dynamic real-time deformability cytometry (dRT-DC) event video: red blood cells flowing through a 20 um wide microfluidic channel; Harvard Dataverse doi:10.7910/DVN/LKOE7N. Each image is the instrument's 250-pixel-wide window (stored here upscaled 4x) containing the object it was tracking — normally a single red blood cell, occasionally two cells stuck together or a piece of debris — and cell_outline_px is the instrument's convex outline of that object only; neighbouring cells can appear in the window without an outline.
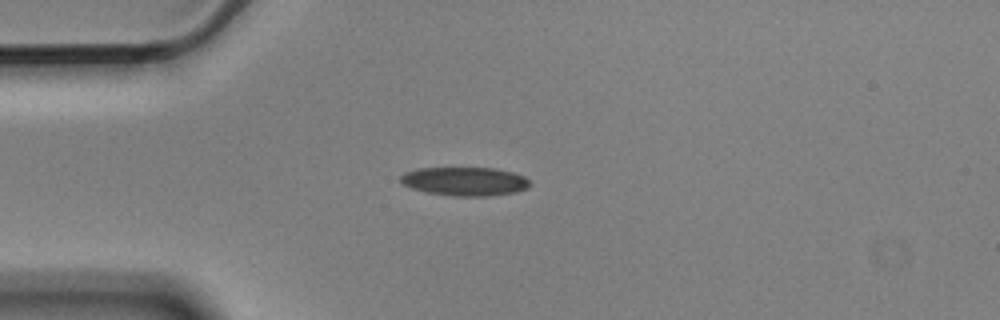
{"species": "Egyptian fruit bat (a non-hibernating species)", "species_latin": "Rousettus aegyptiacus", "temperature_condition": "cold", "stored_images_in_passage": 5, "camera_frame_rate_fps": 3000, "um_per_image_px": 0.085, "animal": {"sex": "male"}, "frame": {"image": 1, "passage_image": 1, "time_ms": 0.0, "image_size_px": [1000, 320], "cell_outline_px": [[532, 184], [516, 192], [488, 196], [452, 196], [428, 192], [412, 188], [404, 184], [400, 180], [400, 176], [404, 172], [416, 168], [496, 168], [512, 172], [524, 176]], "centroid_in_image_um": [39.5, 15.41], "position_along_channel_um": 45.5, "area_um2": 21.56}}
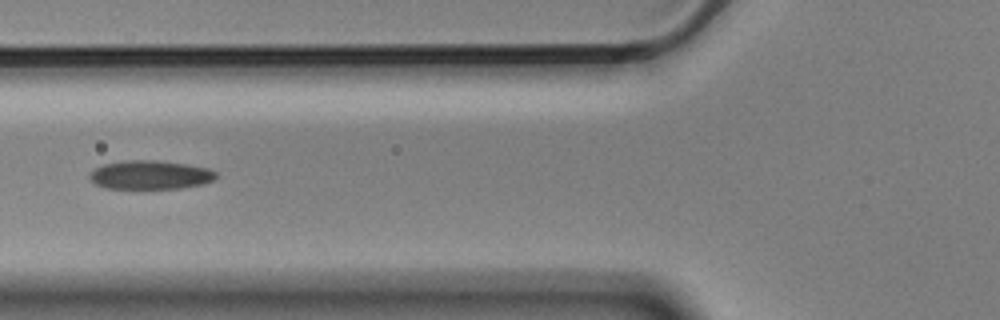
{"frame": {"image": 2, "passage_image": 3, "time_ms": 0.667, "image_size_px": [1000, 320], "cell_outline_px": [[216, 176], [212, 180], [204, 184], [180, 188], [108, 188], [96, 184], [88, 176], [96, 168], [104, 164], [128, 160], [156, 160], [184, 164], [208, 168], [216, 172]], "centroid_in_image_um": [12.79, 14.86], "position_along_channel_um": 113.0, "area_um2": 20.87}}
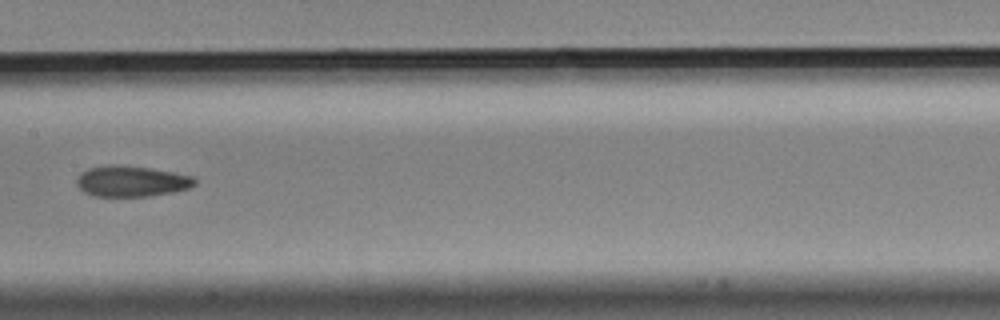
{"frame": {"image": 3, "passage_image": 5, "time_ms": 1.333, "image_size_px": [1000, 320], "cell_outline_px": [[196, 184], [188, 188], [172, 192], [152, 196], [92, 196], [84, 192], [76, 184], [76, 180], [80, 172], [88, 168], [112, 164], [148, 168], [172, 172], [192, 176], [196, 180]], "centroid_in_image_um": [11.14, 15.41], "position_along_channel_um": 196.3, "area_um2": 21.15}}